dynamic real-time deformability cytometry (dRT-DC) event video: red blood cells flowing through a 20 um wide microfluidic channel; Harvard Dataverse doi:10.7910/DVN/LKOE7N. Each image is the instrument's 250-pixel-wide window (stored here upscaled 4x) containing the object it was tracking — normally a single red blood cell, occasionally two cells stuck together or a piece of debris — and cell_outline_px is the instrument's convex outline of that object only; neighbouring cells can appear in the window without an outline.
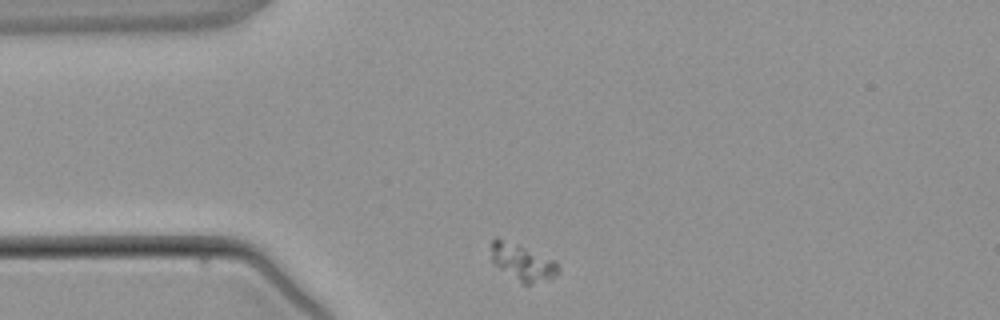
{"species": "common noctule bat (a hibernating species)", "species_latin": "Nyctalus noctula", "temperature_condition": "warm", "stored_images_in_passage": 2, "camera_frame_rate_fps": 3000, "um_per_image_px": 0.085, "animal": {"sex": "male", "body_mass_g": 21.5, "forearm_length_mm": 52.0}, "frame": {"image": 1, "passage_image": 1, "time_ms": 0.0, "image_size_px": [1000, 320], "cell_outline_px": [[556, 276], [552, 280], [532, 284], [524, 284], [500, 268], [492, 260], [492, 240], [496, 236], [516, 244], [552, 260], [556, 264]], "centroid_in_image_um": [44.4, 22.31], "position_along_channel_um": 40.6, "area_um2": 13.64}}